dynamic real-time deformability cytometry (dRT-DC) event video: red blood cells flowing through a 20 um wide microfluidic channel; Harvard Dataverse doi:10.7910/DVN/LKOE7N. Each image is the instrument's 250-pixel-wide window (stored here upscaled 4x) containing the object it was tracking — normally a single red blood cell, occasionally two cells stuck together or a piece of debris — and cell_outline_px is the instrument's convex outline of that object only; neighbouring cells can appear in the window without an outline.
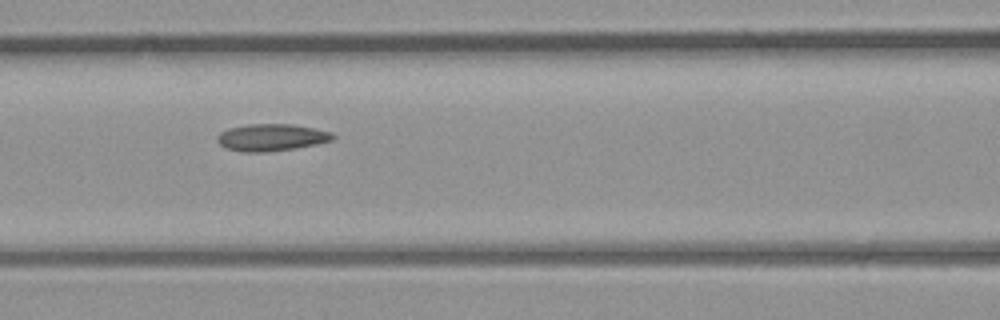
{"species": "common noctule bat (a hibernating species)", "species_latin": "Nyctalus noctula", "temperature_condition": "room temperature", "stored_images_in_passage": 5, "camera_frame_rate_fps": 3000, "um_per_image_px": 0.085, "animal": {"sex": "male", "body_mass_g": 23.1, "forearm_length_mm": 52.7}, "frame": {"image": 1, "passage_image": 5, "time_ms": 4.667, "image_size_px": [1000, 320], "cell_outline_px": [[336, 136], [332, 140], [316, 144], [296, 148], [264, 152], [244, 152], [224, 148], [216, 140], [216, 136], [220, 132], [228, 128], [248, 124], [292, 124], [316, 128], [332, 132]], "centroid_in_image_um": [23.06, 11.67], "position_along_channel_um": 143.5, "area_um2": 18.38}}